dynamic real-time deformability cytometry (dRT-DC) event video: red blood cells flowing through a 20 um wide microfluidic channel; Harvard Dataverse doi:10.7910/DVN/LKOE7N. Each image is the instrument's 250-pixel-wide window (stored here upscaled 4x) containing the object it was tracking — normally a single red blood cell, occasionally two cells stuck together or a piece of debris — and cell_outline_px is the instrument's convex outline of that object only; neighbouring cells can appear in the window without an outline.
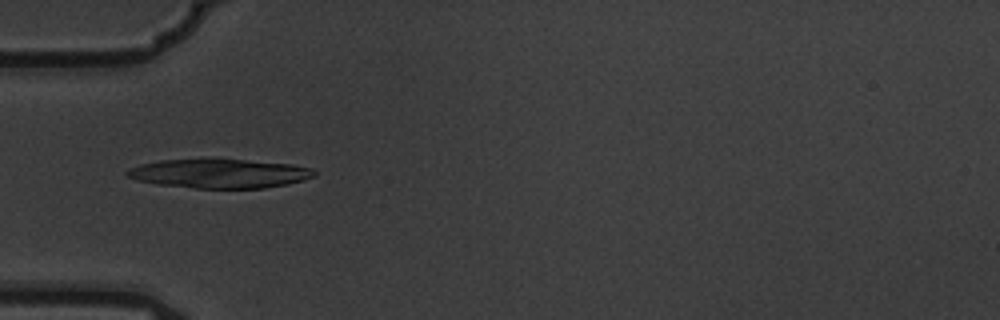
{"species": "common noctule bat (a hibernating species)", "species_latin": "Nyctalus noctula", "temperature_condition": "warm", "stored_images_in_passage": 7, "camera_frame_rate_fps": 3000, "um_per_image_px": 0.085, "animal": {"sex": "male", "body_mass_g": 19.5, "forearm_length_mm": 54.6}, "frame": {"image": 1, "passage_image": 5, "time_ms": 1.333, "image_size_px": [1000, 320], "cell_outline_px": [[316, 176], [304, 180], [288, 184], [264, 188], [192, 188], [156, 184], [136, 180], [128, 176], [124, 172], [140, 164], [160, 160], [204, 156], [292, 164], [312, 168], [316, 172]], "centroid_in_image_um": [18.64, 14.71], "position_along_channel_um": 66.4, "area_um2": 32.83}}
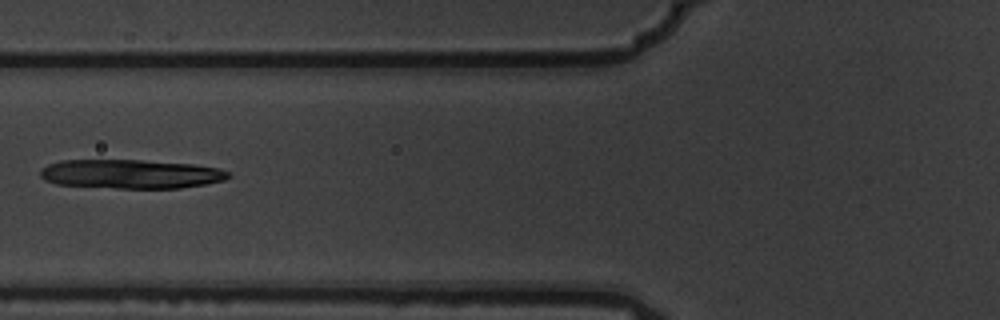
{"frame": {"image": 2, "passage_image": 6, "time_ms": 1.667, "image_size_px": [1000, 320], "cell_outline_px": [[232, 176], [224, 180], [204, 184], [180, 188], [116, 188], [56, 184], [44, 180], [40, 176], [40, 168], [48, 164], [60, 160], [140, 160], [192, 164], [220, 168], [228, 172]], "centroid_in_image_um": [11.09, 14.79], "position_along_channel_um": 114.7, "area_um2": 31.91}}
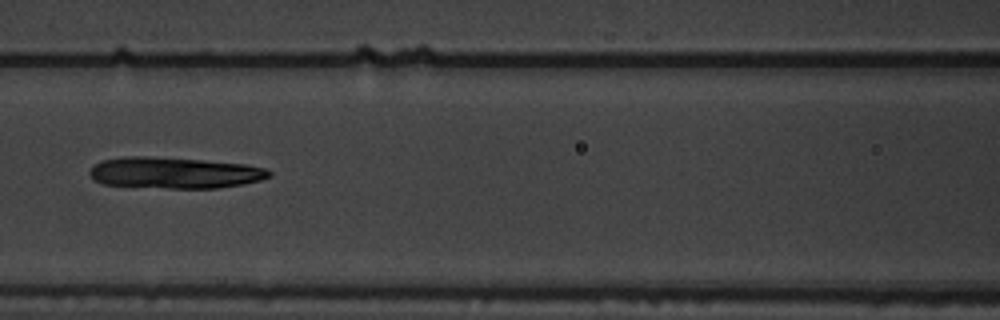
{"frame": {"image": 3, "passage_image": 7, "time_ms": 2.0, "image_size_px": [1000, 320], "cell_outline_px": [[272, 176], [260, 180], [244, 184], [220, 188], [168, 188], [104, 184], [92, 180], [88, 172], [92, 164], [100, 160], [120, 156], [148, 156], [200, 160], [244, 164], [264, 168], [272, 172]], "centroid_in_image_um": [14.77, 14.68], "position_along_channel_um": 151.8, "area_um2": 32.95}}